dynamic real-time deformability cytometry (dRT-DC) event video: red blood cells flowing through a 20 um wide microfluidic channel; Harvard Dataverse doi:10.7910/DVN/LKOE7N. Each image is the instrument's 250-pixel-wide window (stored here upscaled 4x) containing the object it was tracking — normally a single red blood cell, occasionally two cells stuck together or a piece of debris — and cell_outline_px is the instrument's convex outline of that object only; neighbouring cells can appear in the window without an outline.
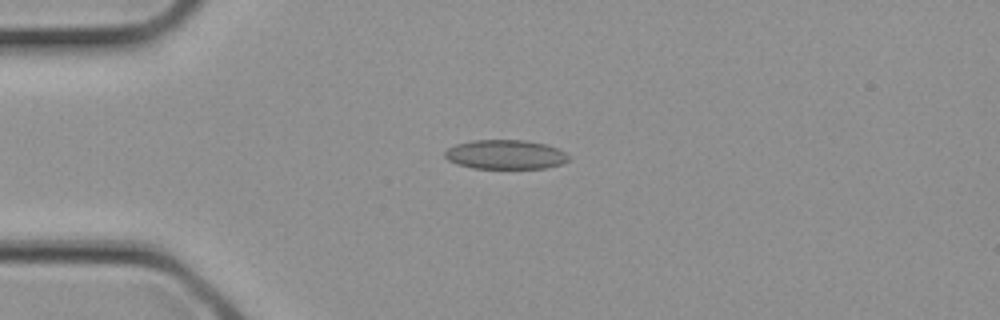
{"species": "common noctule bat (a hibernating species)", "species_latin": "Nyctalus noctula", "temperature_condition": "cold", "stored_images_in_passage": 1, "camera_frame_rate_fps": 3000, "um_per_image_px": 0.085, "animal": {"sex": "female", "body_mass_g": 21.9}, "frame": {"image": 1, "passage_image": 1, "time_ms": 0.0, "image_size_px": [1000, 320], "cell_outline_px": [[572, 156], [568, 160], [560, 164], [544, 168], [472, 168], [456, 164], [448, 160], [444, 156], [444, 152], [448, 148], [456, 144], [472, 140], [524, 140], [548, 144]], "centroid_in_image_um": [42.95, 13.13], "position_along_channel_um": 42.0, "area_um2": 21.21}}